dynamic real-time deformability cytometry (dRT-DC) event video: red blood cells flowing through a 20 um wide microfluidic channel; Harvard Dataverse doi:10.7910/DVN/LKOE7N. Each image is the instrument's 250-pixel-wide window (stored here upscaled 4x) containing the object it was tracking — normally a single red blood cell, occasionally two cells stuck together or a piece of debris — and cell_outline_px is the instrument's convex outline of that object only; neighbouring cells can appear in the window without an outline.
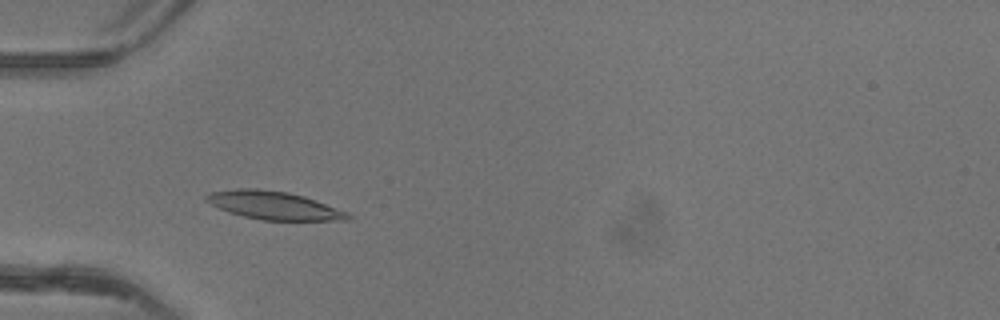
{"species": "common noctule bat (a hibernating species)", "species_latin": "Nyctalus noctula", "temperature_condition": "warm", "stored_images_in_passage": 45, "camera_frame_rate_fps": 3000, "um_per_image_px": 0.085, "animal": {"sex": "female"}, "frame": {"image": 1, "passage_image": 11, "time_ms": 3.333, "image_size_px": [1000, 320], "cell_outline_px": [[352, 216], [348, 220], [260, 220], [228, 212], [204, 200], [204, 196], [212, 192], [236, 188], [256, 188], [288, 192], [304, 196], [348, 212]], "centroid_in_image_um": [23.27, 17.45], "position_along_channel_um": 61.7, "area_um2": 23.12}}
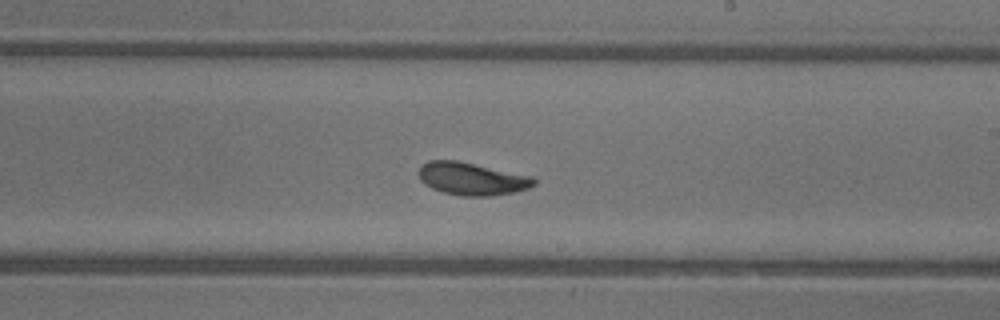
{"frame": {"image": 2, "passage_image": 25, "time_ms": 8.0, "image_size_px": [1000, 320], "cell_outline_px": [[536, 184], [528, 188], [512, 192], [492, 196], [460, 196], [444, 192], [432, 188], [424, 184], [420, 180], [420, 164], [428, 160], [456, 160], [532, 176], [536, 180]], "centroid_in_image_um": [40.09, 15.19], "position_along_channel_um": 248.9, "area_um2": 21.85}}
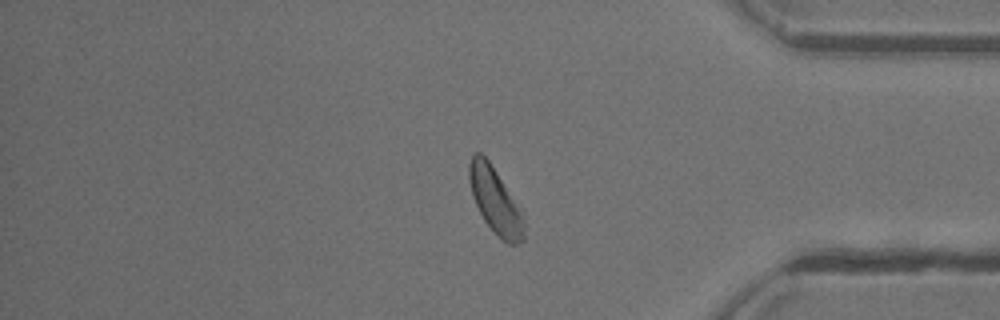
{"frame": {"image": 3, "passage_image": 37, "time_ms": 12.0, "image_size_px": [1000, 320], "cell_outline_px": [[524, 240], [516, 244], [508, 244], [484, 220], [472, 196], [468, 180], [468, 164], [472, 156], [476, 152], [480, 152], [488, 160], [524, 208]], "centroid_in_image_um": [42.14, 17.02], "position_along_channel_um": 393.1, "area_um2": 21.44}, "authors_computed_cell_mechanics": {"area_um2": 21.7906, "velocity_mm_per_s": 4.1057, "shape_relaxation_time_tau1_ms": 2.7316, "shape_relaxation_time_tau2_ms": 2.0978, "deformation_change_tau1": 0.1084, "deformation_change_tau2": 0.0704}}